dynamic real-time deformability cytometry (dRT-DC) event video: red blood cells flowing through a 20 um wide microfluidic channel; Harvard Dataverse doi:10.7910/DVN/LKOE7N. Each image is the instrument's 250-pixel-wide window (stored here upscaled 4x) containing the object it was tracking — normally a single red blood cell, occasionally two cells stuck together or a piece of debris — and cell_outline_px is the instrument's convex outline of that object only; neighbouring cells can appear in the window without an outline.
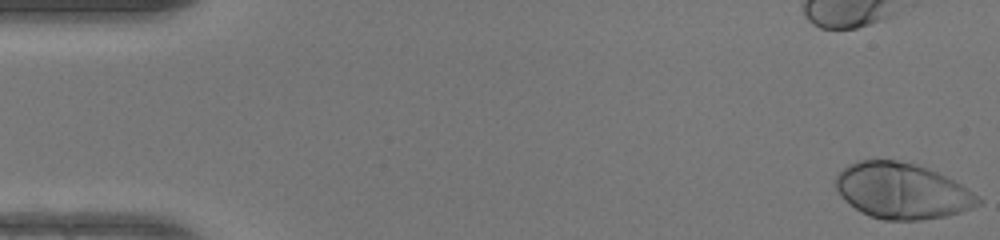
{"species": "human", "species_latin": "Homo sapiens", "temperature_condition": "warm", "stored_images_in_passage": 47, "camera_frame_rate_fps": 3000, "um_per_image_px": 0.085, "donor": {"sex": "female"}, "frame": {"image": 1, "passage_image": 1, "time_ms": 0.0, "image_size_px": [1000, 240], "cell_outline_px": [[984, 200], [980, 204], [972, 208], [960, 212], [944, 216], [920, 220], [884, 220], [872, 216], [856, 208], [844, 200], [840, 196], [836, 188], [836, 176], [848, 164], [856, 160], [896, 160], [916, 164], [936, 172], [960, 184]], "centroid_in_image_um": [76.67, 16.22], "position_along_channel_um": 8.3, "area_um2": 45.89}}
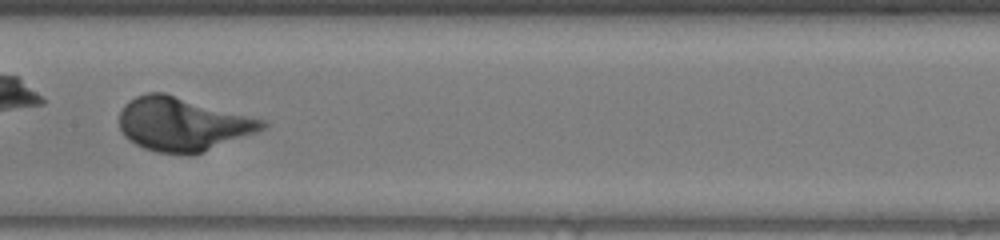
{"frame": {"image": 2, "passage_image": 25, "time_ms": 8.0, "image_size_px": [1000, 240], "cell_outline_px": [[268, 128], [204, 152], [188, 156], [156, 152], [144, 148], [128, 140], [124, 136], [120, 128], [120, 112], [124, 104], [136, 96], [148, 92], [164, 92], [264, 120], [268, 124]], "centroid_in_image_um": [15.52, 10.57], "position_along_channel_um": 191.9, "area_um2": 44.91}}
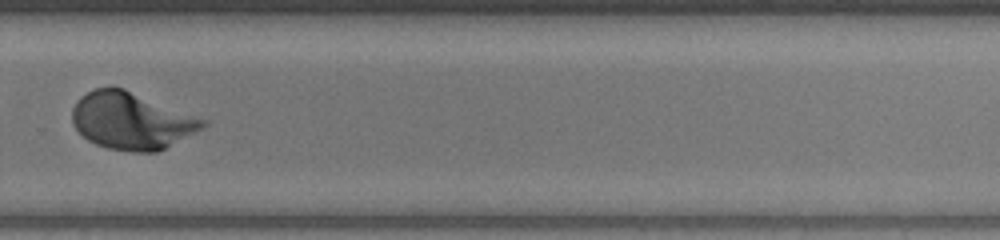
{"frame": {"image": 3, "passage_image": 34, "time_ms": 11.0, "image_size_px": [1000, 240], "cell_outline_px": [[208, 124], [204, 128], [156, 152], [132, 152], [108, 148], [96, 144], [88, 140], [72, 124], [72, 108], [76, 100], [80, 96], [96, 88], [112, 84], [124, 88], [208, 120]], "centroid_in_image_um": [11.16, 10.24], "position_along_channel_um": 318.6, "area_um2": 43.7}, "authors_computed_cell_mechanics": {"area_um2": 43.35, "velocity_mm_per_s": 4.2262, "shape_relaxation_time_tau1_ms": 2.2334, "shape_relaxation_time_tau2_ms": null, "deformation_change_tau1": 0.1899, "deformation_change_tau2": null}}